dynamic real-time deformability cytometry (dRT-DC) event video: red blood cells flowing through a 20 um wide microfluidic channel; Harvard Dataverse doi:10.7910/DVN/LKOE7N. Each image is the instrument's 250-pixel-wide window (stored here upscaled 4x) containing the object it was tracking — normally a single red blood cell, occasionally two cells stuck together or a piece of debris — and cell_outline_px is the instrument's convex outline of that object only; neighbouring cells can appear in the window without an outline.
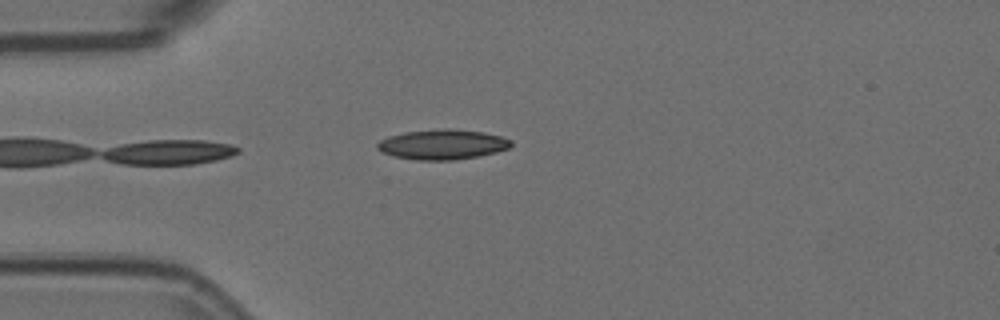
{"species": "Egyptian fruit bat (a non-hibernating species)", "species_latin": "Rousettus aegyptiacus", "temperature_condition": "room temperature", "stored_images_in_passage": 3, "camera_frame_rate_fps": 3000, "um_per_image_px": 0.085, "animal": {"sex": "female"}, "frame": {"image": 1, "passage_image": 3, "time_ms": 0.667, "image_size_px": [1000, 320], "cell_outline_px": [[512, 144], [508, 148], [496, 152], [480, 156], [452, 160], [416, 160], [396, 156], [380, 152], [376, 148], [376, 144], [380, 140], [388, 136], [404, 132], [444, 128], [448, 128], [484, 132], [500, 136], [512, 140]], "centroid_in_image_um": [37.59, 12.27], "position_along_channel_um": 47.4, "area_um2": 23.47}}